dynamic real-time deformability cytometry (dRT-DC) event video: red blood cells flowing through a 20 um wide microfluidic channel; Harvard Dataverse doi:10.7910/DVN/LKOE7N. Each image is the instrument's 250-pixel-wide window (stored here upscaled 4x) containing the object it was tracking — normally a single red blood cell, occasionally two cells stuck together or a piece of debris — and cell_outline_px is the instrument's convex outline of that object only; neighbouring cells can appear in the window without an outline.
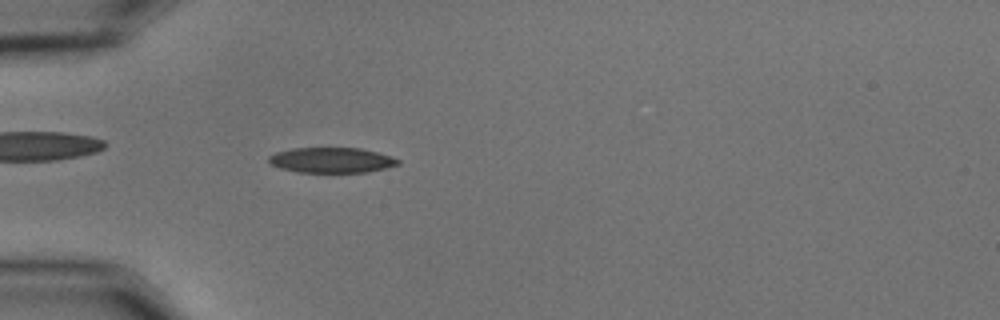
{"species": "common noctule bat (a hibernating species)", "species_latin": "Nyctalus noctula", "temperature_condition": "cold", "stored_images_in_passage": 56, "camera_frame_rate_fps": 3000, "um_per_image_px": 0.085, "animal": {"sex": "male", "body_mass_g": 15.6}, "frame": {"image": 1, "passage_image": 17, "time_ms": 5.333, "image_size_px": [1000, 320], "cell_outline_px": [[400, 164], [388, 168], [368, 172], [296, 172], [280, 168], [268, 164], [268, 156], [276, 152], [292, 148], [360, 148], [392, 156], [400, 160]], "centroid_in_image_um": [28.18, 13.61], "position_along_channel_um": 56.8, "area_um2": 19.25}}
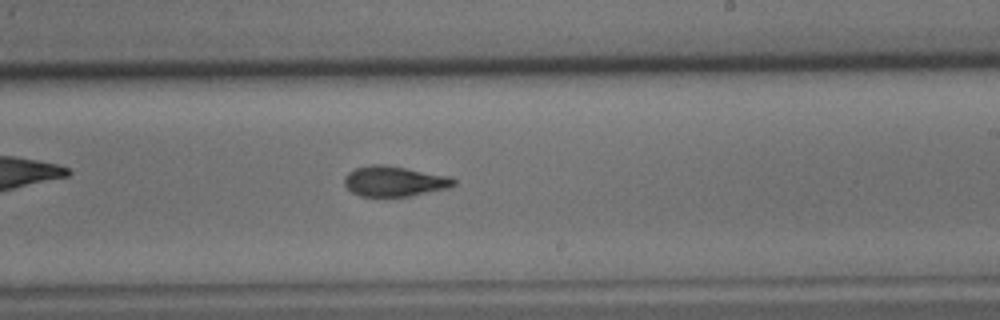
{"frame": {"image": 2, "passage_image": 34, "time_ms": 11.0, "image_size_px": [1000, 320], "cell_outline_px": [[456, 184], [448, 188], [412, 196], [360, 196], [352, 192], [344, 184], [344, 176], [348, 172], [356, 168], [372, 164], [384, 164], [452, 176], [456, 180]], "centroid_in_image_um": [33.54, 15.4], "position_along_channel_um": 255.5, "area_um2": 19.48}}
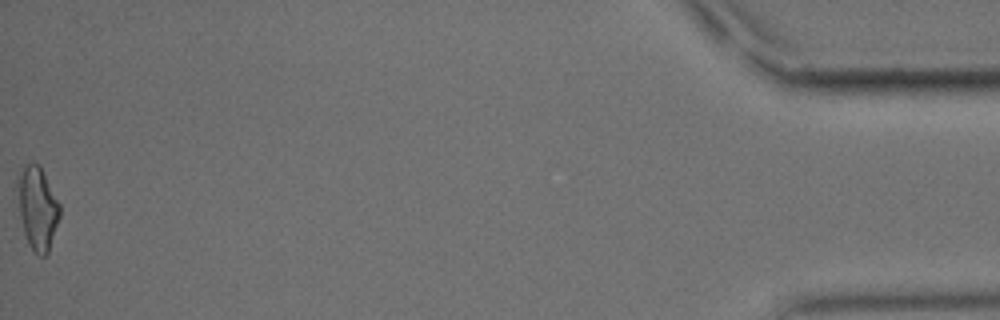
{"frame": {"image": 3, "passage_image": 56, "time_ms": 18.333, "image_size_px": [1000, 320], "cell_outline_px": [[60, 216], [48, 252], [44, 256], [40, 256], [28, 244], [24, 232], [20, 216], [16, 184], [16, 176], [24, 164], [32, 160], [40, 164], [60, 204]], "centroid_in_image_um": [3.16, 17.59], "position_along_channel_um": 432.0, "area_um2": 20.69}, "authors_computed_cell_mechanics": {"area_um2": 19.363, "velocity_mm_per_s": 3.6324, "shape_relaxation_time_tau1_ms": 5.1268, "shape_relaxation_time_tau2_ms": 2.3914, "deformation_change_tau1": 0.1783, "deformation_change_tau2": 0.0961}}